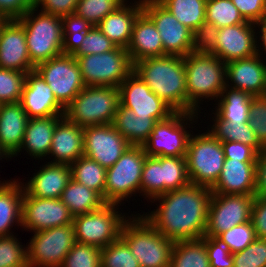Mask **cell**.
I'll return each mask as SVG.
<instances>
[{
  "instance_id": "cell-1",
  "label": "cell",
  "mask_w": 266,
  "mask_h": 267,
  "mask_svg": "<svg viewBox=\"0 0 266 267\" xmlns=\"http://www.w3.org/2000/svg\"><path fill=\"white\" fill-rule=\"evenodd\" d=\"M211 196L209 188L189 184L154 198L161 201L159 208L143 217L173 242L200 239L205 235Z\"/></svg>"
},
{
  "instance_id": "cell-2",
  "label": "cell",
  "mask_w": 266,
  "mask_h": 267,
  "mask_svg": "<svg viewBox=\"0 0 266 267\" xmlns=\"http://www.w3.org/2000/svg\"><path fill=\"white\" fill-rule=\"evenodd\" d=\"M133 72L175 112H187L184 57L165 55L145 58L134 63Z\"/></svg>"
},
{
  "instance_id": "cell-3",
  "label": "cell",
  "mask_w": 266,
  "mask_h": 267,
  "mask_svg": "<svg viewBox=\"0 0 266 267\" xmlns=\"http://www.w3.org/2000/svg\"><path fill=\"white\" fill-rule=\"evenodd\" d=\"M186 70L187 113H198L199 98L216 99L229 81L226 63L209 53L202 45L184 57Z\"/></svg>"
},
{
  "instance_id": "cell-4",
  "label": "cell",
  "mask_w": 266,
  "mask_h": 267,
  "mask_svg": "<svg viewBox=\"0 0 266 267\" xmlns=\"http://www.w3.org/2000/svg\"><path fill=\"white\" fill-rule=\"evenodd\" d=\"M31 8L17 20L24 26L29 58L34 67L69 51L63 39L62 17Z\"/></svg>"
},
{
  "instance_id": "cell-5",
  "label": "cell",
  "mask_w": 266,
  "mask_h": 267,
  "mask_svg": "<svg viewBox=\"0 0 266 267\" xmlns=\"http://www.w3.org/2000/svg\"><path fill=\"white\" fill-rule=\"evenodd\" d=\"M134 216L133 220L129 218L123 224L121 238L128 244L140 267H170L175 242L158 232L143 215Z\"/></svg>"
},
{
  "instance_id": "cell-6",
  "label": "cell",
  "mask_w": 266,
  "mask_h": 267,
  "mask_svg": "<svg viewBox=\"0 0 266 267\" xmlns=\"http://www.w3.org/2000/svg\"><path fill=\"white\" fill-rule=\"evenodd\" d=\"M120 91L111 86H85L65 107L64 117L80 127L112 124Z\"/></svg>"
},
{
  "instance_id": "cell-7",
  "label": "cell",
  "mask_w": 266,
  "mask_h": 267,
  "mask_svg": "<svg viewBox=\"0 0 266 267\" xmlns=\"http://www.w3.org/2000/svg\"><path fill=\"white\" fill-rule=\"evenodd\" d=\"M185 157L190 184L211 189L216 184L225 161L222 142L210 131L192 135Z\"/></svg>"
},
{
  "instance_id": "cell-8",
  "label": "cell",
  "mask_w": 266,
  "mask_h": 267,
  "mask_svg": "<svg viewBox=\"0 0 266 267\" xmlns=\"http://www.w3.org/2000/svg\"><path fill=\"white\" fill-rule=\"evenodd\" d=\"M85 86H111L120 84L133 72L134 64L126 48L91 55L75 56Z\"/></svg>"
},
{
  "instance_id": "cell-9",
  "label": "cell",
  "mask_w": 266,
  "mask_h": 267,
  "mask_svg": "<svg viewBox=\"0 0 266 267\" xmlns=\"http://www.w3.org/2000/svg\"><path fill=\"white\" fill-rule=\"evenodd\" d=\"M146 156L141 145H131L115 164L107 169L105 203L119 205L139 190L141 193L142 169Z\"/></svg>"
},
{
  "instance_id": "cell-10",
  "label": "cell",
  "mask_w": 266,
  "mask_h": 267,
  "mask_svg": "<svg viewBox=\"0 0 266 267\" xmlns=\"http://www.w3.org/2000/svg\"><path fill=\"white\" fill-rule=\"evenodd\" d=\"M116 206L106 203L98 210L73 217L76 242L102 249L118 240L126 218L116 211Z\"/></svg>"
},
{
  "instance_id": "cell-11",
  "label": "cell",
  "mask_w": 266,
  "mask_h": 267,
  "mask_svg": "<svg viewBox=\"0 0 266 267\" xmlns=\"http://www.w3.org/2000/svg\"><path fill=\"white\" fill-rule=\"evenodd\" d=\"M143 12L153 21L165 55L185 57L201 46V40L181 24L158 0H142Z\"/></svg>"
},
{
  "instance_id": "cell-12",
  "label": "cell",
  "mask_w": 266,
  "mask_h": 267,
  "mask_svg": "<svg viewBox=\"0 0 266 267\" xmlns=\"http://www.w3.org/2000/svg\"><path fill=\"white\" fill-rule=\"evenodd\" d=\"M253 28L255 23L245 21L242 24L215 29L201 41V45L224 63L249 58L255 56L256 49L259 48Z\"/></svg>"
},
{
  "instance_id": "cell-13",
  "label": "cell",
  "mask_w": 266,
  "mask_h": 267,
  "mask_svg": "<svg viewBox=\"0 0 266 267\" xmlns=\"http://www.w3.org/2000/svg\"><path fill=\"white\" fill-rule=\"evenodd\" d=\"M197 113L174 112L167 119L157 121L148 139L142 145L148 156H186L191 133L185 121H194ZM184 124V125H183Z\"/></svg>"
},
{
  "instance_id": "cell-14",
  "label": "cell",
  "mask_w": 266,
  "mask_h": 267,
  "mask_svg": "<svg viewBox=\"0 0 266 267\" xmlns=\"http://www.w3.org/2000/svg\"><path fill=\"white\" fill-rule=\"evenodd\" d=\"M65 108L85 87L78 62L69 51L35 67Z\"/></svg>"
},
{
  "instance_id": "cell-15",
  "label": "cell",
  "mask_w": 266,
  "mask_h": 267,
  "mask_svg": "<svg viewBox=\"0 0 266 267\" xmlns=\"http://www.w3.org/2000/svg\"><path fill=\"white\" fill-rule=\"evenodd\" d=\"M27 249L29 267H60L76 242L72 224L33 233Z\"/></svg>"
},
{
  "instance_id": "cell-16",
  "label": "cell",
  "mask_w": 266,
  "mask_h": 267,
  "mask_svg": "<svg viewBox=\"0 0 266 267\" xmlns=\"http://www.w3.org/2000/svg\"><path fill=\"white\" fill-rule=\"evenodd\" d=\"M254 196L212 193L204 236H218L251 221Z\"/></svg>"
},
{
  "instance_id": "cell-17",
  "label": "cell",
  "mask_w": 266,
  "mask_h": 267,
  "mask_svg": "<svg viewBox=\"0 0 266 267\" xmlns=\"http://www.w3.org/2000/svg\"><path fill=\"white\" fill-rule=\"evenodd\" d=\"M84 156L108 169L115 164L131 144L112 124L83 128Z\"/></svg>"
},
{
  "instance_id": "cell-18",
  "label": "cell",
  "mask_w": 266,
  "mask_h": 267,
  "mask_svg": "<svg viewBox=\"0 0 266 267\" xmlns=\"http://www.w3.org/2000/svg\"><path fill=\"white\" fill-rule=\"evenodd\" d=\"M120 104L132 110L137 116L152 117L156 121L167 119L175 111L159 98L132 72L119 86Z\"/></svg>"
},
{
  "instance_id": "cell-19",
  "label": "cell",
  "mask_w": 266,
  "mask_h": 267,
  "mask_svg": "<svg viewBox=\"0 0 266 267\" xmlns=\"http://www.w3.org/2000/svg\"><path fill=\"white\" fill-rule=\"evenodd\" d=\"M72 222L73 216L60 198H39L23 192L21 222L23 228L38 232Z\"/></svg>"
},
{
  "instance_id": "cell-20",
  "label": "cell",
  "mask_w": 266,
  "mask_h": 267,
  "mask_svg": "<svg viewBox=\"0 0 266 267\" xmlns=\"http://www.w3.org/2000/svg\"><path fill=\"white\" fill-rule=\"evenodd\" d=\"M0 68L28 73L35 70L29 58L24 26L17 19L0 25Z\"/></svg>"
},
{
  "instance_id": "cell-21",
  "label": "cell",
  "mask_w": 266,
  "mask_h": 267,
  "mask_svg": "<svg viewBox=\"0 0 266 267\" xmlns=\"http://www.w3.org/2000/svg\"><path fill=\"white\" fill-rule=\"evenodd\" d=\"M20 103L29 119L64 115L65 111L52 89L35 70L26 74Z\"/></svg>"
},
{
  "instance_id": "cell-22",
  "label": "cell",
  "mask_w": 266,
  "mask_h": 267,
  "mask_svg": "<svg viewBox=\"0 0 266 267\" xmlns=\"http://www.w3.org/2000/svg\"><path fill=\"white\" fill-rule=\"evenodd\" d=\"M255 56L226 63V80L231 88L248 92L251 96H266V63L260 59L259 49Z\"/></svg>"
},
{
  "instance_id": "cell-23",
  "label": "cell",
  "mask_w": 266,
  "mask_h": 267,
  "mask_svg": "<svg viewBox=\"0 0 266 267\" xmlns=\"http://www.w3.org/2000/svg\"><path fill=\"white\" fill-rule=\"evenodd\" d=\"M256 162L225 159L216 184L210 189L218 194L255 195Z\"/></svg>"
},
{
  "instance_id": "cell-24",
  "label": "cell",
  "mask_w": 266,
  "mask_h": 267,
  "mask_svg": "<svg viewBox=\"0 0 266 267\" xmlns=\"http://www.w3.org/2000/svg\"><path fill=\"white\" fill-rule=\"evenodd\" d=\"M49 154L55 156L52 164H73L84 154L83 127L63 117L54 129Z\"/></svg>"
},
{
  "instance_id": "cell-25",
  "label": "cell",
  "mask_w": 266,
  "mask_h": 267,
  "mask_svg": "<svg viewBox=\"0 0 266 267\" xmlns=\"http://www.w3.org/2000/svg\"><path fill=\"white\" fill-rule=\"evenodd\" d=\"M28 120L20 102L0 104V149L8 158L17 156Z\"/></svg>"
},
{
  "instance_id": "cell-26",
  "label": "cell",
  "mask_w": 266,
  "mask_h": 267,
  "mask_svg": "<svg viewBox=\"0 0 266 267\" xmlns=\"http://www.w3.org/2000/svg\"><path fill=\"white\" fill-rule=\"evenodd\" d=\"M126 50L133 64L145 58L164 56L160 34L143 11L133 24L131 40Z\"/></svg>"
},
{
  "instance_id": "cell-27",
  "label": "cell",
  "mask_w": 266,
  "mask_h": 267,
  "mask_svg": "<svg viewBox=\"0 0 266 267\" xmlns=\"http://www.w3.org/2000/svg\"><path fill=\"white\" fill-rule=\"evenodd\" d=\"M71 179L70 165L48 162L23 188L29 196L57 199Z\"/></svg>"
},
{
  "instance_id": "cell-28",
  "label": "cell",
  "mask_w": 266,
  "mask_h": 267,
  "mask_svg": "<svg viewBox=\"0 0 266 267\" xmlns=\"http://www.w3.org/2000/svg\"><path fill=\"white\" fill-rule=\"evenodd\" d=\"M134 4L130 6L124 2L97 25L102 33L117 47L127 49L132 36L133 24L143 11L142 0Z\"/></svg>"
},
{
  "instance_id": "cell-29",
  "label": "cell",
  "mask_w": 266,
  "mask_h": 267,
  "mask_svg": "<svg viewBox=\"0 0 266 267\" xmlns=\"http://www.w3.org/2000/svg\"><path fill=\"white\" fill-rule=\"evenodd\" d=\"M63 117L64 115H53L46 118H30L17 153L25 148L34 158L42 159L41 157L49 155L54 129Z\"/></svg>"
},
{
  "instance_id": "cell-30",
  "label": "cell",
  "mask_w": 266,
  "mask_h": 267,
  "mask_svg": "<svg viewBox=\"0 0 266 267\" xmlns=\"http://www.w3.org/2000/svg\"><path fill=\"white\" fill-rule=\"evenodd\" d=\"M181 24L201 41L206 37L207 0H158Z\"/></svg>"
},
{
  "instance_id": "cell-31",
  "label": "cell",
  "mask_w": 266,
  "mask_h": 267,
  "mask_svg": "<svg viewBox=\"0 0 266 267\" xmlns=\"http://www.w3.org/2000/svg\"><path fill=\"white\" fill-rule=\"evenodd\" d=\"M156 120L152 117L137 116L121 104L115 113L112 125L131 145H143L150 136Z\"/></svg>"
},
{
  "instance_id": "cell-32",
  "label": "cell",
  "mask_w": 266,
  "mask_h": 267,
  "mask_svg": "<svg viewBox=\"0 0 266 267\" xmlns=\"http://www.w3.org/2000/svg\"><path fill=\"white\" fill-rule=\"evenodd\" d=\"M17 182L12 180L0 185V237L12 234L10 229L14 222L21 226L24 188Z\"/></svg>"
},
{
  "instance_id": "cell-33",
  "label": "cell",
  "mask_w": 266,
  "mask_h": 267,
  "mask_svg": "<svg viewBox=\"0 0 266 267\" xmlns=\"http://www.w3.org/2000/svg\"><path fill=\"white\" fill-rule=\"evenodd\" d=\"M60 200L68 207L70 214L75 217L100 209L105 203L103 198L94 190L71 179L62 191Z\"/></svg>"
},
{
  "instance_id": "cell-34",
  "label": "cell",
  "mask_w": 266,
  "mask_h": 267,
  "mask_svg": "<svg viewBox=\"0 0 266 267\" xmlns=\"http://www.w3.org/2000/svg\"><path fill=\"white\" fill-rule=\"evenodd\" d=\"M221 96L215 113L229 123H247L249 120V105L253 96L248 92L230 88L228 83Z\"/></svg>"
},
{
  "instance_id": "cell-35",
  "label": "cell",
  "mask_w": 266,
  "mask_h": 267,
  "mask_svg": "<svg viewBox=\"0 0 266 267\" xmlns=\"http://www.w3.org/2000/svg\"><path fill=\"white\" fill-rule=\"evenodd\" d=\"M170 267H210L205 236L174 243Z\"/></svg>"
},
{
  "instance_id": "cell-36",
  "label": "cell",
  "mask_w": 266,
  "mask_h": 267,
  "mask_svg": "<svg viewBox=\"0 0 266 267\" xmlns=\"http://www.w3.org/2000/svg\"><path fill=\"white\" fill-rule=\"evenodd\" d=\"M70 169L74 181L96 191L104 200L106 168L83 155L70 165Z\"/></svg>"
},
{
  "instance_id": "cell-37",
  "label": "cell",
  "mask_w": 266,
  "mask_h": 267,
  "mask_svg": "<svg viewBox=\"0 0 266 267\" xmlns=\"http://www.w3.org/2000/svg\"><path fill=\"white\" fill-rule=\"evenodd\" d=\"M215 123L210 133L220 142L236 141L253 147L259 154L266 149L259 143L249 123H229L221 119L216 113Z\"/></svg>"
},
{
  "instance_id": "cell-38",
  "label": "cell",
  "mask_w": 266,
  "mask_h": 267,
  "mask_svg": "<svg viewBox=\"0 0 266 267\" xmlns=\"http://www.w3.org/2000/svg\"><path fill=\"white\" fill-rule=\"evenodd\" d=\"M205 14L206 36L212 30L245 22L231 0H207Z\"/></svg>"
},
{
  "instance_id": "cell-39",
  "label": "cell",
  "mask_w": 266,
  "mask_h": 267,
  "mask_svg": "<svg viewBox=\"0 0 266 267\" xmlns=\"http://www.w3.org/2000/svg\"><path fill=\"white\" fill-rule=\"evenodd\" d=\"M163 194L190 184L186 157L162 156Z\"/></svg>"
},
{
  "instance_id": "cell-40",
  "label": "cell",
  "mask_w": 266,
  "mask_h": 267,
  "mask_svg": "<svg viewBox=\"0 0 266 267\" xmlns=\"http://www.w3.org/2000/svg\"><path fill=\"white\" fill-rule=\"evenodd\" d=\"M115 47L116 45L102 33L98 26H93L69 48V52L73 56L101 54Z\"/></svg>"
},
{
  "instance_id": "cell-41",
  "label": "cell",
  "mask_w": 266,
  "mask_h": 267,
  "mask_svg": "<svg viewBox=\"0 0 266 267\" xmlns=\"http://www.w3.org/2000/svg\"><path fill=\"white\" fill-rule=\"evenodd\" d=\"M141 192L148 199L163 194L162 156H146L142 169Z\"/></svg>"
},
{
  "instance_id": "cell-42",
  "label": "cell",
  "mask_w": 266,
  "mask_h": 267,
  "mask_svg": "<svg viewBox=\"0 0 266 267\" xmlns=\"http://www.w3.org/2000/svg\"><path fill=\"white\" fill-rule=\"evenodd\" d=\"M126 0H79L75 14L83 17L92 26H97L108 14L116 10Z\"/></svg>"
},
{
  "instance_id": "cell-43",
  "label": "cell",
  "mask_w": 266,
  "mask_h": 267,
  "mask_svg": "<svg viewBox=\"0 0 266 267\" xmlns=\"http://www.w3.org/2000/svg\"><path fill=\"white\" fill-rule=\"evenodd\" d=\"M101 267H140V264L120 237L101 249Z\"/></svg>"
},
{
  "instance_id": "cell-44",
  "label": "cell",
  "mask_w": 266,
  "mask_h": 267,
  "mask_svg": "<svg viewBox=\"0 0 266 267\" xmlns=\"http://www.w3.org/2000/svg\"><path fill=\"white\" fill-rule=\"evenodd\" d=\"M60 267H101V249L75 242Z\"/></svg>"
},
{
  "instance_id": "cell-45",
  "label": "cell",
  "mask_w": 266,
  "mask_h": 267,
  "mask_svg": "<svg viewBox=\"0 0 266 267\" xmlns=\"http://www.w3.org/2000/svg\"><path fill=\"white\" fill-rule=\"evenodd\" d=\"M26 73L0 68V104L20 102Z\"/></svg>"
},
{
  "instance_id": "cell-46",
  "label": "cell",
  "mask_w": 266,
  "mask_h": 267,
  "mask_svg": "<svg viewBox=\"0 0 266 267\" xmlns=\"http://www.w3.org/2000/svg\"><path fill=\"white\" fill-rule=\"evenodd\" d=\"M12 235L0 237V267H29L27 249Z\"/></svg>"
},
{
  "instance_id": "cell-47",
  "label": "cell",
  "mask_w": 266,
  "mask_h": 267,
  "mask_svg": "<svg viewBox=\"0 0 266 267\" xmlns=\"http://www.w3.org/2000/svg\"><path fill=\"white\" fill-rule=\"evenodd\" d=\"M217 237L228 245L232 254L244 250L257 238L251 221L234 226Z\"/></svg>"
},
{
  "instance_id": "cell-48",
  "label": "cell",
  "mask_w": 266,
  "mask_h": 267,
  "mask_svg": "<svg viewBox=\"0 0 266 267\" xmlns=\"http://www.w3.org/2000/svg\"><path fill=\"white\" fill-rule=\"evenodd\" d=\"M233 267H266V239L257 237L244 250L234 253Z\"/></svg>"
},
{
  "instance_id": "cell-49",
  "label": "cell",
  "mask_w": 266,
  "mask_h": 267,
  "mask_svg": "<svg viewBox=\"0 0 266 267\" xmlns=\"http://www.w3.org/2000/svg\"><path fill=\"white\" fill-rule=\"evenodd\" d=\"M248 114L250 127L259 143L266 149V96L253 97Z\"/></svg>"
},
{
  "instance_id": "cell-50",
  "label": "cell",
  "mask_w": 266,
  "mask_h": 267,
  "mask_svg": "<svg viewBox=\"0 0 266 267\" xmlns=\"http://www.w3.org/2000/svg\"><path fill=\"white\" fill-rule=\"evenodd\" d=\"M210 267H233V254L228 245L217 236H205Z\"/></svg>"
},
{
  "instance_id": "cell-51",
  "label": "cell",
  "mask_w": 266,
  "mask_h": 267,
  "mask_svg": "<svg viewBox=\"0 0 266 267\" xmlns=\"http://www.w3.org/2000/svg\"><path fill=\"white\" fill-rule=\"evenodd\" d=\"M93 26L83 17L75 13L62 17L63 39L69 49L82 35L88 32Z\"/></svg>"
},
{
  "instance_id": "cell-52",
  "label": "cell",
  "mask_w": 266,
  "mask_h": 267,
  "mask_svg": "<svg viewBox=\"0 0 266 267\" xmlns=\"http://www.w3.org/2000/svg\"><path fill=\"white\" fill-rule=\"evenodd\" d=\"M245 21L258 23L266 18V0H231Z\"/></svg>"
},
{
  "instance_id": "cell-53",
  "label": "cell",
  "mask_w": 266,
  "mask_h": 267,
  "mask_svg": "<svg viewBox=\"0 0 266 267\" xmlns=\"http://www.w3.org/2000/svg\"><path fill=\"white\" fill-rule=\"evenodd\" d=\"M225 159H234L241 162H256L258 152L251 146L236 141L222 142Z\"/></svg>"
},
{
  "instance_id": "cell-54",
  "label": "cell",
  "mask_w": 266,
  "mask_h": 267,
  "mask_svg": "<svg viewBox=\"0 0 266 267\" xmlns=\"http://www.w3.org/2000/svg\"><path fill=\"white\" fill-rule=\"evenodd\" d=\"M35 7V0H0V17L18 19Z\"/></svg>"
},
{
  "instance_id": "cell-55",
  "label": "cell",
  "mask_w": 266,
  "mask_h": 267,
  "mask_svg": "<svg viewBox=\"0 0 266 267\" xmlns=\"http://www.w3.org/2000/svg\"><path fill=\"white\" fill-rule=\"evenodd\" d=\"M78 1L79 0H35V7L38 9V7L42 6V12L63 17L75 12Z\"/></svg>"
},
{
  "instance_id": "cell-56",
  "label": "cell",
  "mask_w": 266,
  "mask_h": 267,
  "mask_svg": "<svg viewBox=\"0 0 266 267\" xmlns=\"http://www.w3.org/2000/svg\"><path fill=\"white\" fill-rule=\"evenodd\" d=\"M251 222L255 230L256 237L266 239V198L254 196L252 206Z\"/></svg>"
},
{
  "instance_id": "cell-57",
  "label": "cell",
  "mask_w": 266,
  "mask_h": 267,
  "mask_svg": "<svg viewBox=\"0 0 266 267\" xmlns=\"http://www.w3.org/2000/svg\"><path fill=\"white\" fill-rule=\"evenodd\" d=\"M255 196L266 198V150L258 154L256 160Z\"/></svg>"
},
{
  "instance_id": "cell-58",
  "label": "cell",
  "mask_w": 266,
  "mask_h": 267,
  "mask_svg": "<svg viewBox=\"0 0 266 267\" xmlns=\"http://www.w3.org/2000/svg\"><path fill=\"white\" fill-rule=\"evenodd\" d=\"M255 25H259L261 28H260V31L262 32L261 35H260V40L262 41V43L260 45H263L264 47V50L262 51H265L266 52V19H263L262 21L258 22V23H255Z\"/></svg>"
},
{
  "instance_id": "cell-59",
  "label": "cell",
  "mask_w": 266,
  "mask_h": 267,
  "mask_svg": "<svg viewBox=\"0 0 266 267\" xmlns=\"http://www.w3.org/2000/svg\"><path fill=\"white\" fill-rule=\"evenodd\" d=\"M7 158L8 157V155H6L1 149H0V158L2 157V158H5V157ZM3 184H5L4 182L3 183H1V181H0V185H3Z\"/></svg>"
},
{
  "instance_id": "cell-60",
  "label": "cell",
  "mask_w": 266,
  "mask_h": 267,
  "mask_svg": "<svg viewBox=\"0 0 266 267\" xmlns=\"http://www.w3.org/2000/svg\"><path fill=\"white\" fill-rule=\"evenodd\" d=\"M5 19L0 17V25L3 23Z\"/></svg>"
}]
</instances>
